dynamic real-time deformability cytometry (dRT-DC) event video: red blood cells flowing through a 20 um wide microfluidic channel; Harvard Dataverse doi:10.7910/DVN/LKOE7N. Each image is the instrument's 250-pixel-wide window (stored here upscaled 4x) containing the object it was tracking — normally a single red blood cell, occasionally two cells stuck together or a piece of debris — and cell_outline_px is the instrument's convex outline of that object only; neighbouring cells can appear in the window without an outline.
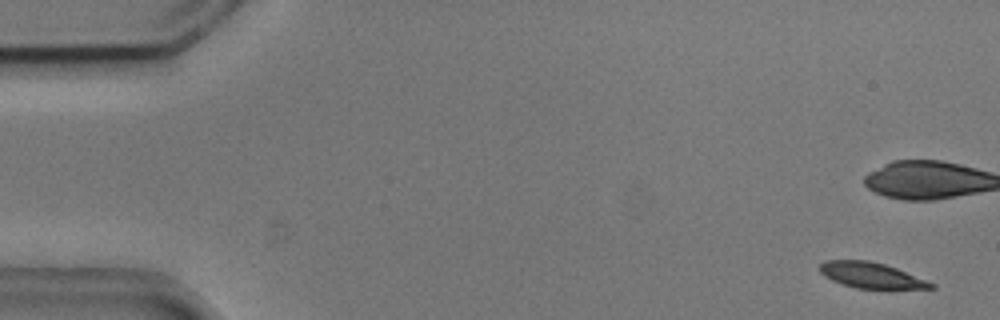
{"species": "common noctule bat (a hibernating species)", "species_latin": "Nyctalus noctula", "temperature_condition": "cold", "stored_images_in_passage": 5, "camera_frame_rate_fps": 3000, "um_per_image_px": 0.085, "animal": {"sex": "male", "body_mass_g": 20.5, "forearm_length_mm": 52.5}, "frame": {"image": 1, "passage_image": 1, "time_ms": 0.0, "image_size_px": [1000, 320], "cell_outline_px": [[936, 288], [884, 292], [856, 288], [832, 280], [824, 276], [820, 272], [820, 264], [824, 260], [868, 260], [884, 264], [896, 268], [936, 284]], "centroid_in_image_um": [74.14, 23.46], "position_along_channel_um": 10.9, "area_um2": 17.51}}